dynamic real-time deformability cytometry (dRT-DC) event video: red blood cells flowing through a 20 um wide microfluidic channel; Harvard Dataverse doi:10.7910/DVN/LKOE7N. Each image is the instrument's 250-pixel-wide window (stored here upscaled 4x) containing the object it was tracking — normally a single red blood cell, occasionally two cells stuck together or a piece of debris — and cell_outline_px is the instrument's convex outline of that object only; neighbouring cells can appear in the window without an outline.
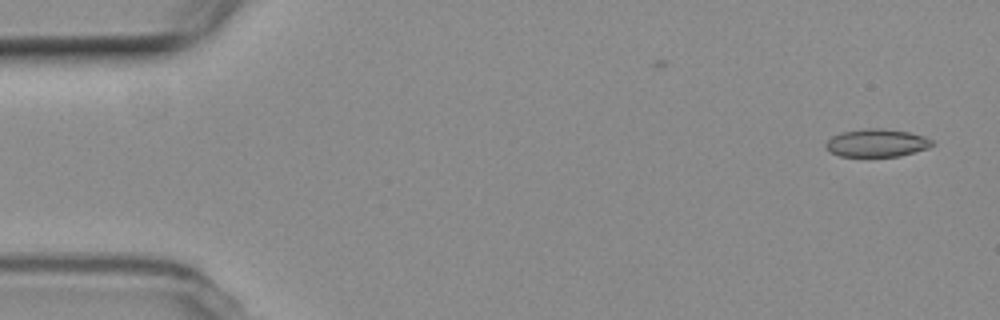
{"species": "common noctule bat (a hibernating species)", "species_latin": "Nyctalus noctula", "temperature_condition": "room temperature", "stored_images_in_passage": 2, "camera_frame_rate_fps": 3000, "um_per_image_px": 0.085, "animal": {"sex": "female", "body_mass_g": 19.3, "forearm_length_mm": 54.1}, "frame": {"image": 1, "passage_image": 2, "time_ms": 1.333, "image_size_px": [1000, 320], "cell_outline_px": [[936, 144], [928, 148], [900, 156], [840, 156], [828, 152], [824, 148], [824, 144], [832, 136], [840, 132], [864, 128], [880, 128], [908, 132], [924, 136], [932, 140]], "centroid_in_image_um": [74.49, 12.15], "position_along_channel_um": 10.5, "area_um2": 17.46}}